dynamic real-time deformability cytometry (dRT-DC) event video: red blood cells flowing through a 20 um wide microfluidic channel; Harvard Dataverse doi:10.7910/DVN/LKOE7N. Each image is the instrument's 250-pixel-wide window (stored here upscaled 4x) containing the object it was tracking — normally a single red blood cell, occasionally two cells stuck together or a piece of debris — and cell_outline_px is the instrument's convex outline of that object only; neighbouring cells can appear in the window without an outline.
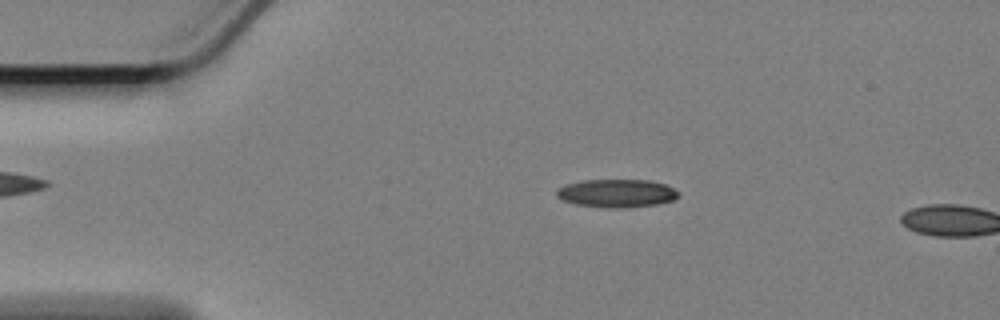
{"species": "Egyptian fruit bat (a non-hibernating species)", "species_latin": "Rousettus aegyptiacus", "temperature_condition": "cold", "stored_images_in_passage": 4, "camera_frame_rate_fps": 3000, "um_per_image_px": 0.085, "animal": {"sex": "female"}, "frame": {"image": 1, "passage_image": 3, "time_ms": 0.667, "image_size_px": [1000, 320], "cell_outline_px": [[680, 196], [676, 200], [656, 204], [624, 208], [608, 208], [576, 204], [560, 200], [556, 196], [556, 188], [564, 184], [584, 180], [648, 180], [664, 184], [680, 192]], "centroid_in_image_um": [52.4, 16.43], "position_along_channel_um": 32.6, "area_um2": 20.23}}